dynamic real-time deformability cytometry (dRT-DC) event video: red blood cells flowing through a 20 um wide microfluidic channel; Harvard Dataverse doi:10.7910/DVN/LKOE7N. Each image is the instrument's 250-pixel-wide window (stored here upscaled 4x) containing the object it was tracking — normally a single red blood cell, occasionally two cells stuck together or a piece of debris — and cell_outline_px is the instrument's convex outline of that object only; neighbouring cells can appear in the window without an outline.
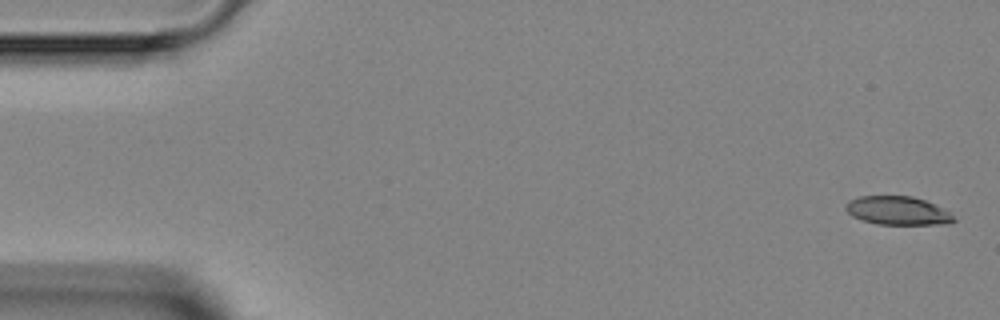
{"species": "Egyptian fruit bat (a non-hibernating species)", "species_latin": "Rousettus aegyptiacus", "temperature_condition": "room temperature", "stored_images_in_passage": 3, "segment_of_instrument_passage": [2, 2], "camera_frame_rate_fps": 3000, "um_per_image_px": 0.085, "animal": {"sex": "female"}, "frame": {"image": 1, "passage_image": 3, "time_ms": 2.333, "image_size_px": [1000, 320], "cell_outline_px": [[956, 220], [948, 224], [876, 224], [852, 216], [844, 208], [844, 204], [848, 200], [860, 196], [912, 196], [924, 200], [948, 212]], "centroid_in_image_um": [76.24, 17.9], "position_along_channel_um": 8.8, "area_um2": 17.74}}